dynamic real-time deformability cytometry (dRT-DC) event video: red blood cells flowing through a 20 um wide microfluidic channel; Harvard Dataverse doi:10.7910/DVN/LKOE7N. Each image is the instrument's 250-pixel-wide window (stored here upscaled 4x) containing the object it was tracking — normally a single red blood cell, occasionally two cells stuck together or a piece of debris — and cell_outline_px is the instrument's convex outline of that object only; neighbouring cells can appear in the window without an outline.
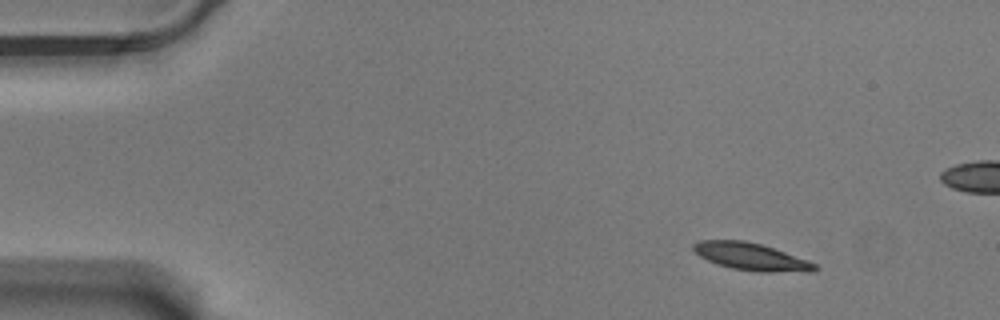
{"species": "Egyptian fruit bat (a non-hibernating species)", "species_latin": "Rousettus aegyptiacus", "temperature_condition": "warm", "stored_images_in_passage": 53, "camera_frame_rate_fps": 3000, "um_per_image_px": 0.085, "animal": {"sex": "male"}, "frame": {"image": 1, "passage_image": 1, "time_ms": 0.0, "image_size_px": [1000, 320], "cell_outline_px": [[820, 268], [812, 272], [760, 272], [732, 268], [716, 264], [700, 256], [692, 248], [692, 244], [700, 240], [744, 240], [760, 244], [808, 260], [816, 264]], "centroid_in_image_um": [63.86, 21.82], "position_along_channel_um": 21.1, "area_um2": 19.31}}
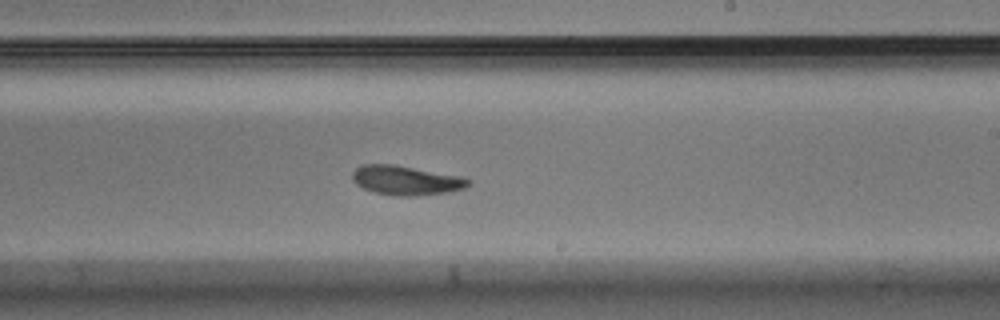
{"frame": {"image": 2, "passage_image": 29, "time_ms": 9.333, "image_size_px": [1000, 320], "cell_outline_px": [[472, 180], [464, 188], [452, 192], [416, 196], [396, 196], [376, 192], [364, 188], [356, 184], [352, 180], [352, 172], [356, 168], [364, 164], [392, 164], [464, 176]], "centroid_in_image_um": [34.55, 15.33], "position_along_channel_um": 254.4, "area_um2": 20.0}}
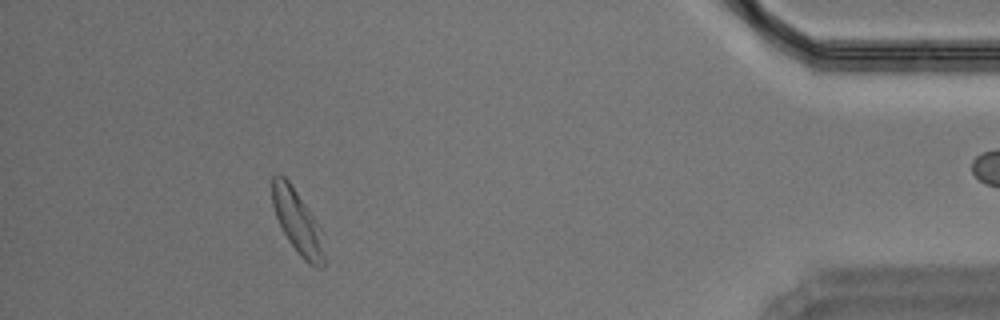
{"frame": {"image": 3, "passage_image": 47, "time_ms": 15.333, "image_size_px": [1000, 320], "cell_outline_px": [[324, 268], [316, 268], [308, 264], [300, 256], [288, 240], [276, 216], [272, 204], [272, 176], [276, 172], [284, 176], [288, 180], [308, 208], [316, 220], [320, 228], [324, 256]], "centroid_in_image_um": [25.27, 18.86], "position_along_channel_um": 409.9, "area_um2": 19.13}, "authors_computed_cell_mechanics": {"area_um2": 19.7098, "velocity_mm_per_s": 3.474, "shape_relaxation_time_tau1_ms": 3.9527, "shape_relaxation_time_tau2_ms": 4.515, "deformation_change_tau1": 0.1441, "deformation_change_tau2": 0.0856}}